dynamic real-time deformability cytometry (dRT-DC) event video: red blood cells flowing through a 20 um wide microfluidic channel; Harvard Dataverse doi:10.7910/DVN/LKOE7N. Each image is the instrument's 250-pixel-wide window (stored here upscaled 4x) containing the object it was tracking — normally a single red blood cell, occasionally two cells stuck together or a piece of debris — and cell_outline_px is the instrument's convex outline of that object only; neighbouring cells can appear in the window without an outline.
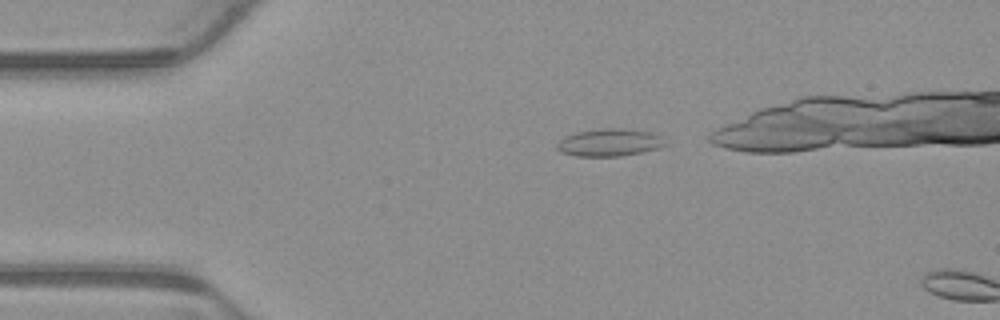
{"species": "common noctule bat (a hibernating species)", "species_latin": "Nyctalus noctula", "temperature_condition": "warm", "stored_images_in_passage": 2, "camera_frame_rate_fps": 3000, "um_per_image_px": 0.085, "animal": {"sex": "male", "body_mass_g": 23.1, "forearm_length_mm": 52.7}, "frame": {"image": 1, "passage_image": 1, "time_ms": 0.0, "image_size_px": [1000, 320], "cell_outline_px": [[668, 144], [660, 148], [644, 152], [620, 156], [576, 156], [560, 152], [556, 148], [556, 144], [564, 136], [576, 132], [604, 128], [624, 128], [652, 132], [660, 136]], "centroid_in_image_um": [51.82, 12.11], "position_along_channel_um": 33.2, "area_um2": 17.57}}